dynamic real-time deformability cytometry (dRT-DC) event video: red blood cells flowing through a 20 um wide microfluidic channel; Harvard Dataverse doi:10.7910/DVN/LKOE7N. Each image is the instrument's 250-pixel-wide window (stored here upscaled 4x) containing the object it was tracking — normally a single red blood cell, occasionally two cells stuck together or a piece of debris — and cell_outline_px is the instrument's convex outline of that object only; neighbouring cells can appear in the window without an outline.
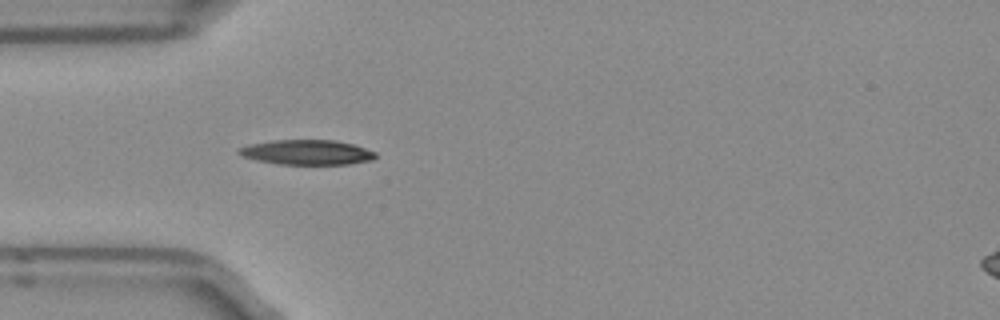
{"species": "Egyptian fruit bat (a non-hibernating species)", "species_latin": "Rousettus aegyptiacus", "temperature_condition": "room temperature", "stored_images_in_passage": 1, "camera_frame_rate_fps": 3000, "um_per_image_px": 0.085, "frame": {"image": 1, "passage_image": 1, "time_ms": 0.0, "image_size_px": [1000, 320], "cell_outline_px": [[376, 156], [372, 160], [348, 164], [280, 164], [256, 160], [244, 156], [236, 152], [240, 148], [252, 144], [272, 140], [336, 140], [352, 144], [376, 152]], "centroid_in_image_um": [26.11, 12.94], "position_along_channel_um": 58.9, "area_um2": 19.59}}